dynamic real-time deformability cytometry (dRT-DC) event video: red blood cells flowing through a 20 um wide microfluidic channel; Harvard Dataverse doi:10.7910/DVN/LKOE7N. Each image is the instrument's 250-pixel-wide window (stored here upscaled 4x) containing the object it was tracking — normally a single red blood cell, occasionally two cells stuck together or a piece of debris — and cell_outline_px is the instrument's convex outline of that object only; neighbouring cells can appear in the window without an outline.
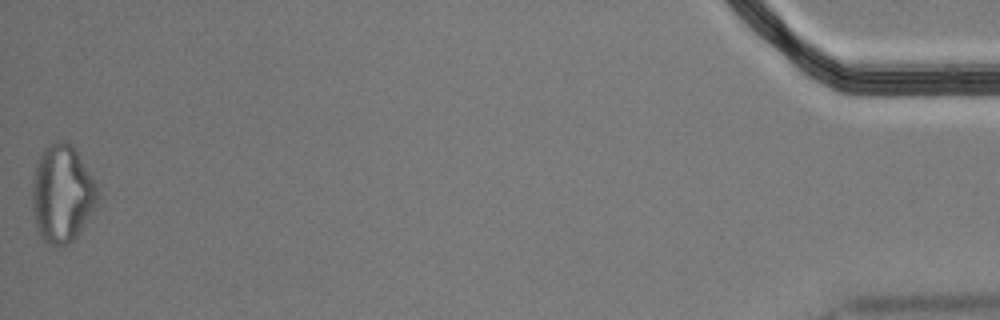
{"species": "Egyptian fruit bat (a non-hibernating species)", "species_latin": "Rousettus aegyptiacus", "temperature_condition": "cold", "stored_images_in_passage": 58, "segment_of_instrument_passage": [2, 2], "camera_frame_rate_fps": 3000, "um_per_image_px": 0.085, "animal": {"sex": "male"}, "frame": {"image": 1, "passage_image": 58, "time_ms": 19.0, "image_size_px": [1000, 320], "cell_outline_px": [[100, 196], [92, 212], [76, 236], [68, 244], [48, 244], [40, 236], [36, 228], [32, 208], [32, 188], [36, 168], [40, 156], [44, 148], [56, 140], [64, 140], [72, 144], [92, 176], [100, 192]], "centroid_in_image_um": [5.29, 16.45], "position_along_channel_um": 429.9, "area_um2": 36.93}}